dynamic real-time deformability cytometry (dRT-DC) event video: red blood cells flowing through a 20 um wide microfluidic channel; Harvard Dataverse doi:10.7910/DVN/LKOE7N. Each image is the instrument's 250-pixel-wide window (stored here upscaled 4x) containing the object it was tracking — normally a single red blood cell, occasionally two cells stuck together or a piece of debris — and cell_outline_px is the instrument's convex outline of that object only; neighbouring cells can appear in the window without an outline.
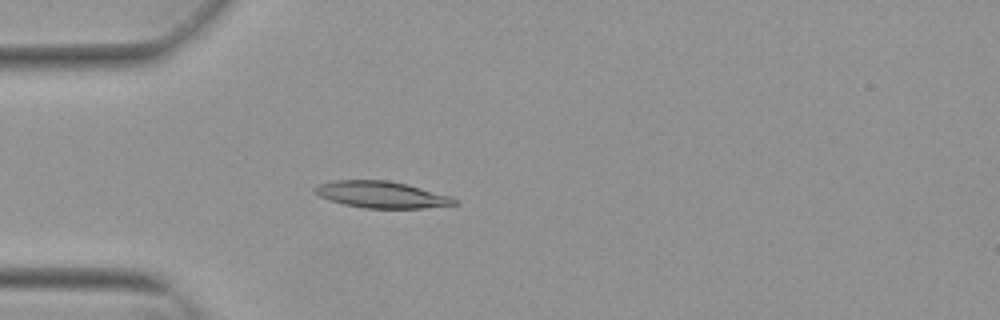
{"species": "Egyptian fruit bat (a non-hibernating species)", "species_latin": "Rousettus aegyptiacus", "temperature_condition": "warm", "stored_images_in_passage": 54, "camera_frame_rate_fps": 3000, "um_per_image_px": 0.085, "animal": {"sex": "female"}, "frame": {"image": 1, "passage_image": 16, "time_ms": 5.0, "image_size_px": [1000, 320], "cell_outline_px": [[460, 204], [424, 208], [364, 208], [344, 204], [320, 196], [312, 188], [320, 184], [332, 180], [388, 180], [408, 184], [452, 196]], "centroid_in_image_um": [32.48, 16.54], "position_along_channel_um": 52.5, "area_um2": 21.68}}
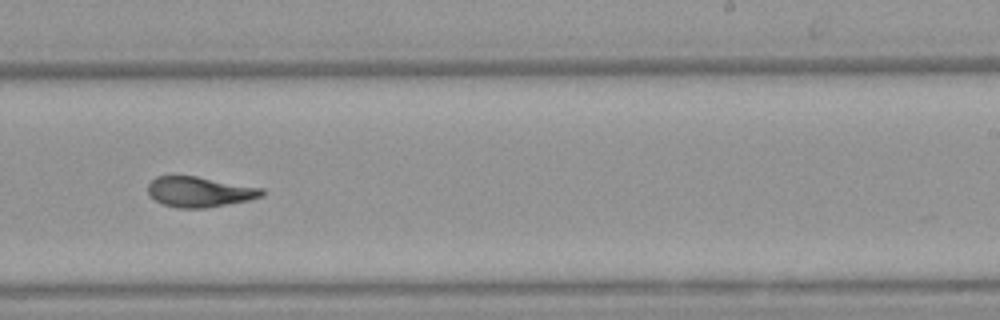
{"frame": {"image": 2, "passage_image": 34, "time_ms": 11.0, "image_size_px": [1000, 320], "cell_outline_px": [[264, 196], [248, 200], [204, 208], [176, 208], [164, 204], [148, 196], [148, 184], [156, 176], [196, 176], [264, 188]], "centroid_in_image_um": [16.96, 16.3], "position_along_channel_um": 272.0, "area_um2": 20.11}}
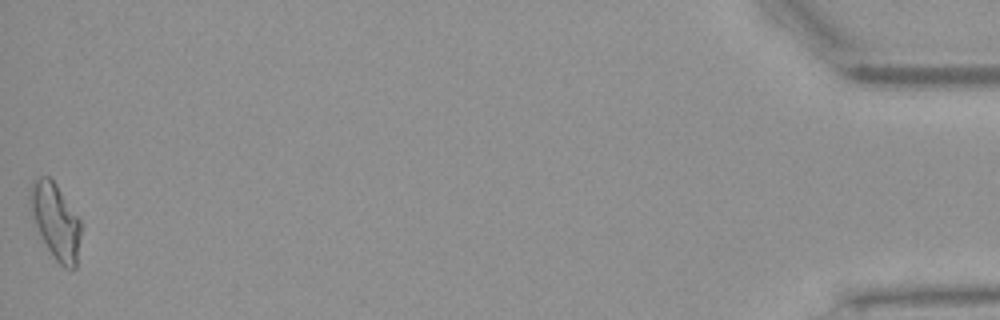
{"frame": {"image": 3, "passage_image": 54, "time_ms": 17.667, "image_size_px": [1000, 320], "cell_outline_px": [[80, 236], [76, 268], [64, 268], [56, 260], [32, 224], [28, 200], [28, 192], [32, 180], [40, 176], [48, 176], [56, 184], [80, 220]], "centroid_in_image_um": [4.66, 18.76], "position_along_channel_um": 430.5, "area_um2": 22.6}, "authors_computed_cell_mechanics": {"area_um2": 20.7502, "velocity_mm_per_s": 3.8278, "shape_relaxation_time_tau1_ms": 8.3321, "shape_relaxation_time_tau2_ms": 1.7376, "deformation_change_tau1": 0.2613, "deformation_change_tau2": 0.0998}}